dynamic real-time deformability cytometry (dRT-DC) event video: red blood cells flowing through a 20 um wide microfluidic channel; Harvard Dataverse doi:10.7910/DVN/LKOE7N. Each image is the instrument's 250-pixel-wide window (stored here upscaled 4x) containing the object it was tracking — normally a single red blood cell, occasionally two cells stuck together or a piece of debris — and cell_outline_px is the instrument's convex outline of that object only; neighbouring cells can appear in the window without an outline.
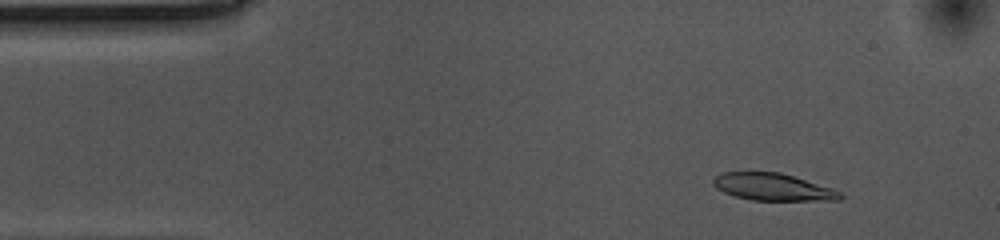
{"species": "common noctule bat (a hibernating species)", "species_latin": "Nyctalus noctula", "temperature_condition": "cold", "stored_images_in_passage": 47, "camera_frame_rate_fps": 3000, "um_per_image_px": 0.085, "animal": {"sex": "female", "body_mass_g": 10.0, "forearm_length_mm": 53.1}, "frame": {"image": 1, "passage_image": 6, "time_ms": 1.667, "image_size_px": [1000, 240], "cell_outline_px": [[844, 196], [840, 200], [752, 200], [736, 196], [724, 192], [716, 188], [712, 184], [712, 180], [716, 176], [724, 172], [780, 172], [832, 188], [840, 192]], "centroid_in_image_um": [65.69, 15.89], "position_along_channel_um": 19.3, "area_um2": 19.94}}
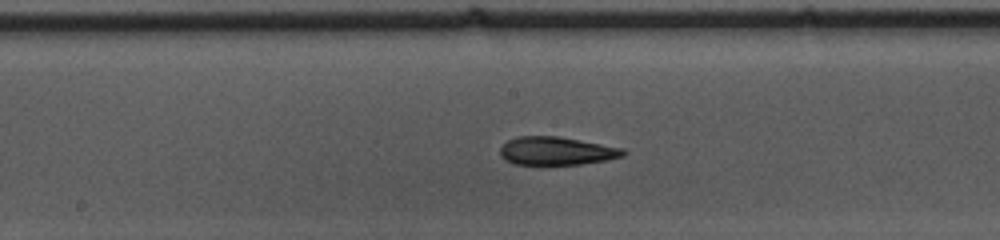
{"frame": {"image": 2, "passage_image": 27, "time_ms": 8.667, "image_size_px": [1000, 240], "cell_outline_px": [[628, 152], [624, 156], [608, 160], [580, 164], [540, 168], [516, 164], [504, 160], [500, 156], [500, 148], [508, 140], [516, 136], [556, 136], [624, 148]], "centroid_in_image_um": [47.27, 12.88], "position_along_channel_um": 200.9, "area_um2": 21.15}}
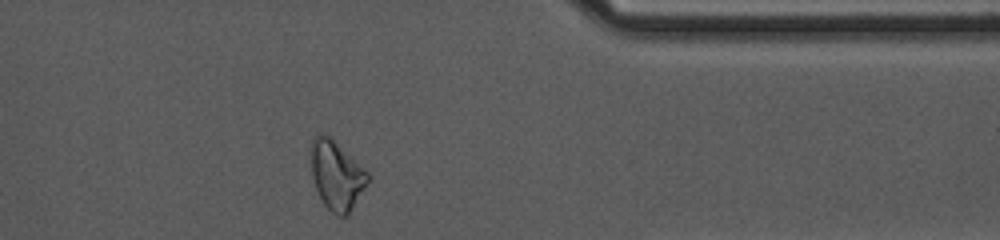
{"frame": {"image": 3, "passage_image": 44, "time_ms": 14.333, "image_size_px": [1000, 240], "cell_outline_px": [[368, 180], [364, 188], [348, 216], [336, 216], [324, 204], [316, 188], [312, 176], [312, 140], [316, 132], [320, 132], [328, 136], [364, 168], [368, 172]], "centroid_in_image_um": [28.6, 14.91], "position_along_channel_um": 382.8, "area_um2": 22.25}, "authors_computed_cell_mechanics": {"area_um2": 20.6924, "velocity_mm_per_s": 3.5308, "shape_relaxation_time_tau1_ms": 5.6049, "shape_relaxation_time_tau2_ms": 2.1564, "deformation_change_tau1": 0.1565, "deformation_change_tau2": 0.1009}}